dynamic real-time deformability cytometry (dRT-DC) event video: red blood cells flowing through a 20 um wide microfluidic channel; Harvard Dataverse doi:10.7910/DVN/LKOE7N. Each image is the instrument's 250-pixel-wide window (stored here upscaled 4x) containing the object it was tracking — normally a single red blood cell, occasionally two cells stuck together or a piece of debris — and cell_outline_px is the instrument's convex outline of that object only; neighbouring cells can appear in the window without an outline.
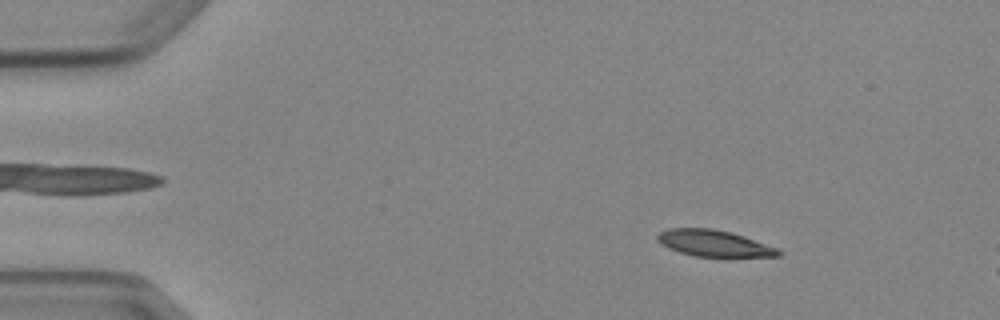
{"species": "Egyptian fruit bat (a non-hibernating species)", "species_latin": "Rousettus aegyptiacus", "temperature_condition": "cold", "stored_images_in_passage": 4, "camera_frame_rate_fps": 3000, "um_per_image_px": 0.085, "animal": {"sex": "female"}, "frame": {"image": 1, "passage_image": 2, "time_ms": 1.333, "image_size_px": [1000, 320], "cell_outline_px": [[784, 252], [780, 256], [692, 256], [668, 248], [660, 244], [656, 240], [656, 236], [660, 232], [668, 228], [712, 228], [732, 232], [744, 236], [776, 248]], "centroid_in_image_um": [60.64, 20.67], "position_along_channel_um": 24.4, "area_um2": 18.55}}